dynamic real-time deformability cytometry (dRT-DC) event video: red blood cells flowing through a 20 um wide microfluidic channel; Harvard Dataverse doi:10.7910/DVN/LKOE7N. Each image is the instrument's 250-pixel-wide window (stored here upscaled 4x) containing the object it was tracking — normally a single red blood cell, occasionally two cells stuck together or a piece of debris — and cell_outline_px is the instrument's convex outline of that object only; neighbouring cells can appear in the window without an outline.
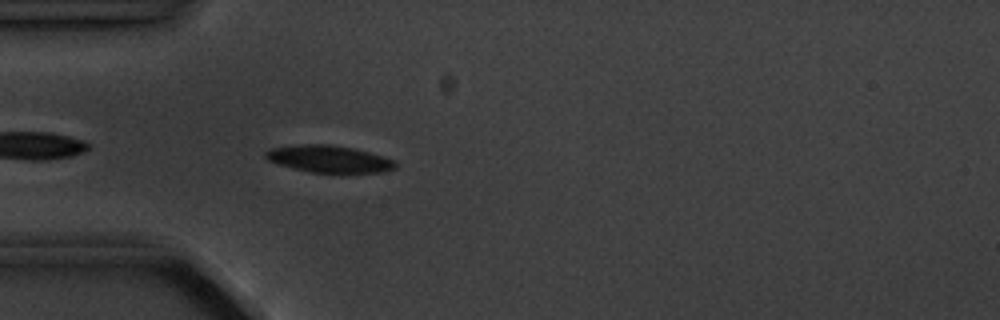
{"species": "common noctule bat (a hibernating species)", "species_latin": "Nyctalus noctula", "temperature_condition": "cold", "stored_images_in_passage": 4, "camera_frame_rate_fps": 3000, "um_per_image_px": 0.085, "animal": {"sex": "male", "body_mass_g": 20.1, "forearm_length_mm": 53.5}, "frame": {"image": 1, "passage_image": 4, "time_ms": 3.667, "image_size_px": [1000, 320], "cell_outline_px": [[396, 168], [384, 172], [308, 172], [292, 168], [268, 160], [264, 156], [264, 152], [272, 148], [308, 144], [324, 144], [352, 148], [368, 152], [392, 160], [396, 164]], "centroid_in_image_um": [27.94, 13.52], "position_along_channel_um": 57.1, "area_um2": 19.94}}